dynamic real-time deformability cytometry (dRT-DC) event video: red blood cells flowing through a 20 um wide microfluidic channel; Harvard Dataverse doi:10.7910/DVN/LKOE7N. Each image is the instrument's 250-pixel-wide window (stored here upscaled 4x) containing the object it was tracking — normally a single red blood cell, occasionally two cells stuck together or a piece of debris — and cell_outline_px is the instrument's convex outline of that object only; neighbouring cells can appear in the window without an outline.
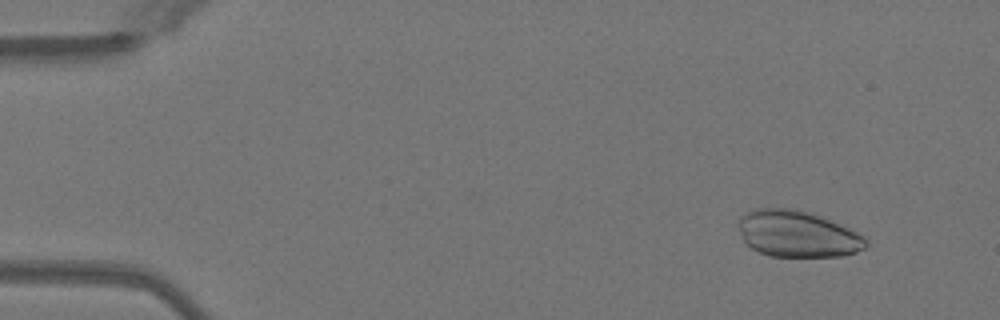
{"species": "Egyptian fruit bat (a non-hibernating species)", "species_latin": "Rousettus aegyptiacus", "temperature_condition": "warm", "stored_images_in_passage": 49, "camera_frame_rate_fps": 3000, "um_per_image_px": 0.085, "animal": {"sex": "female"}, "frame": {"image": 1, "passage_image": 4, "time_ms": 1.0, "image_size_px": [1000, 320], "cell_outline_px": [[868, 244], [864, 248], [856, 252], [840, 256], [772, 256], [760, 252], [752, 248], [744, 240], [740, 232], [740, 216], [756, 208], [792, 208], [812, 212], [840, 224], [864, 236], [868, 240]], "centroid_in_image_um": [67.81, 19.87], "position_along_channel_um": 17.2, "area_um2": 34.28}}
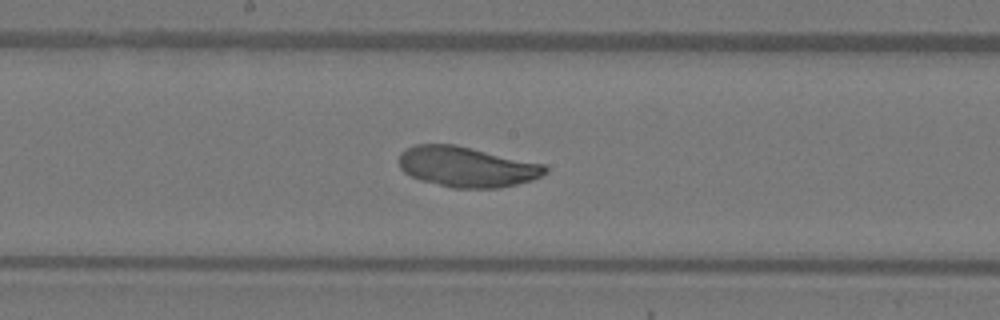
{"frame": {"image": 2, "passage_image": 26, "time_ms": 8.333, "image_size_px": [1000, 320], "cell_outline_px": [[548, 172], [532, 180], [500, 188], [452, 188], [420, 180], [404, 172], [400, 168], [400, 152], [416, 144], [456, 144], [544, 164], [548, 168]], "centroid_in_image_um": [39.69, 14.18], "position_along_channel_um": 208.5, "area_um2": 34.45}}
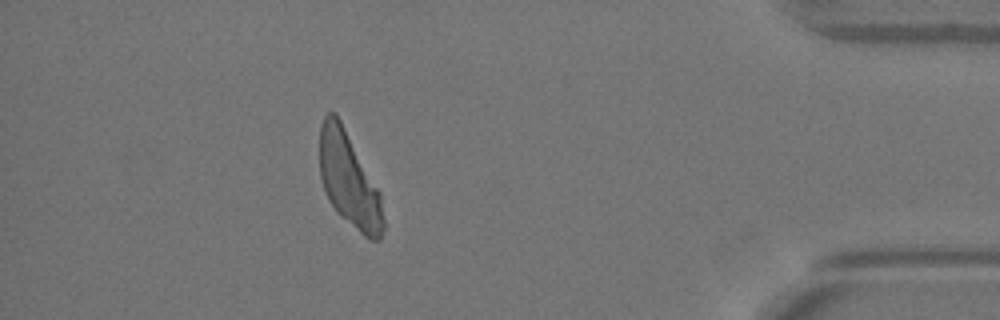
{"frame": {"image": 3, "passage_image": 44, "time_ms": 14.333, "image_size_px": [1000, 320], "cell_outline_px": [[384, 232], [380, 240], [372, 240], [364, 236], [340, 216], [336, 212], [328, 200], [320, 180], [320, 124], [324, 116], [328, 112], [336, 112], [380, 192], [384, 220]], "centroid_in_image_um": [29.66, 15.31], "position_along_channel_um": 405.5, "area_um2": 35.2}}